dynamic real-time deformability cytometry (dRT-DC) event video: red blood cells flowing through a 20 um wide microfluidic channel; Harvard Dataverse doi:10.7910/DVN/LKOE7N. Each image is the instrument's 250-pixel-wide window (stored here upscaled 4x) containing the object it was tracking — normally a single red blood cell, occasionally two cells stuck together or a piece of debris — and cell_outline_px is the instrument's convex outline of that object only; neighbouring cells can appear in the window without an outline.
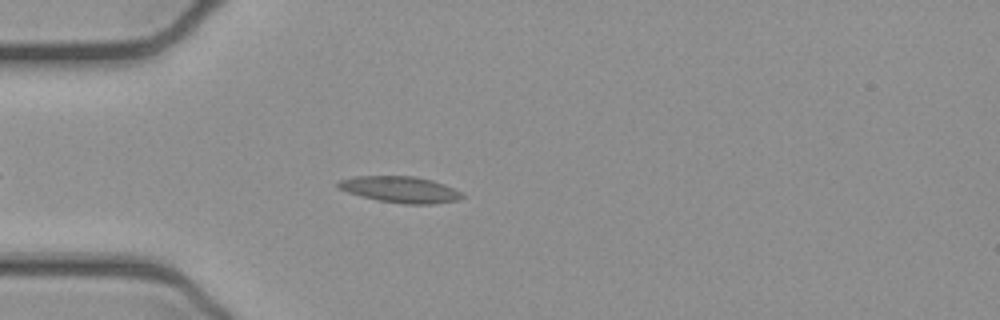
{"species": "common noctule bat (a hibernating species)", "species_latin": "Nyctalus noctula", "temperature_condition": "cold", "stored_images_in_passage": 45, "camera_frame_rate_fps": 3000, "um_per_image_px": 0.085, "animal": {"sex": "female", "body_mass_g": 21.9}, "frame": {"image": 1, "passage_image": 7, "time_ms": 2.0, "image_size_px": [1000, 320], "cell_outline_px": [[464, 196], [460, 200], [432, 204], [404, 204], [376, 200], [360, 196], [348, 192], [340, 188], [336, 184], [340, 180], [356, 176], [416, 176], [432, 180], [444, 184], [460, 192]], "centroid_in_image_um": [34.03, 16.11], "position_along_channel_um": 51.0, "area_um2": 18.96}}
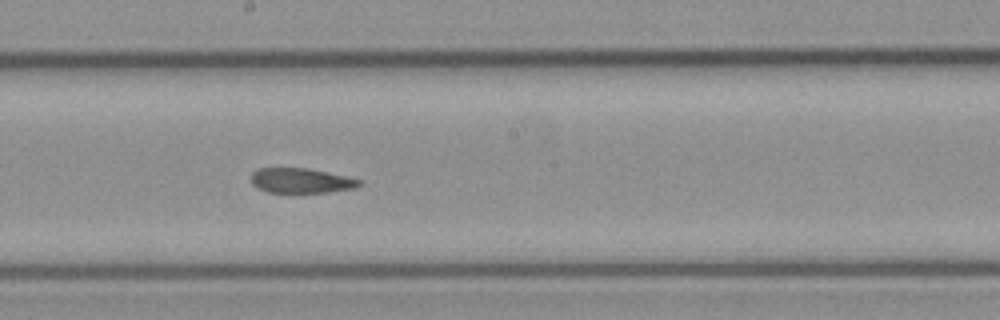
{"frame": {"image": 2, "passage_image": 21, "time_ms": 6.667, "image_size_px": [1000, 320], "cell_outline_px": [[360, 184], [356, 188], [328, 192], [268, 192], [256, 188], [252, 184], [252, 172], [256, 168], [308, 168], [328, 172], [360, 180]], "centroid_in_image_um": [25.55, 15.35], "position_along_channel_um": 222.7, "area_um2": 15.61}}
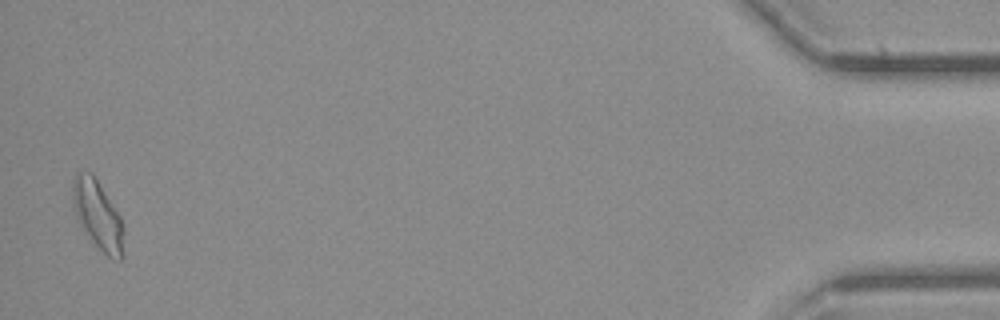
{"frame": {"image": 3, "passage_image": 44, "time_ms": 14.333, "image_size_px": [1000, 320], "cell_outline_px": [[124, 256], [120, 260], [112, 260], [96, 244], [84, 228], [76, 216], [72, 196], [72, 180], [76, 172], [92, 172], [120, 216], [124, 228]], "centroid_in_image_um": [8.34, 18.27], "position_along_channel_um": 426.9, "area_um2": 20.23}, "authors_computed_cell_mechanics": {"area_um2": 17.5134, "velocity_mm_per_s": 3.8864, "shape_relaxation_time_tau1_ms": null, "shape_relaxation_time_tau2_ms": 5.26, "deformation_change_tau1": null, "deformation_change_tau2": 0.1255}}